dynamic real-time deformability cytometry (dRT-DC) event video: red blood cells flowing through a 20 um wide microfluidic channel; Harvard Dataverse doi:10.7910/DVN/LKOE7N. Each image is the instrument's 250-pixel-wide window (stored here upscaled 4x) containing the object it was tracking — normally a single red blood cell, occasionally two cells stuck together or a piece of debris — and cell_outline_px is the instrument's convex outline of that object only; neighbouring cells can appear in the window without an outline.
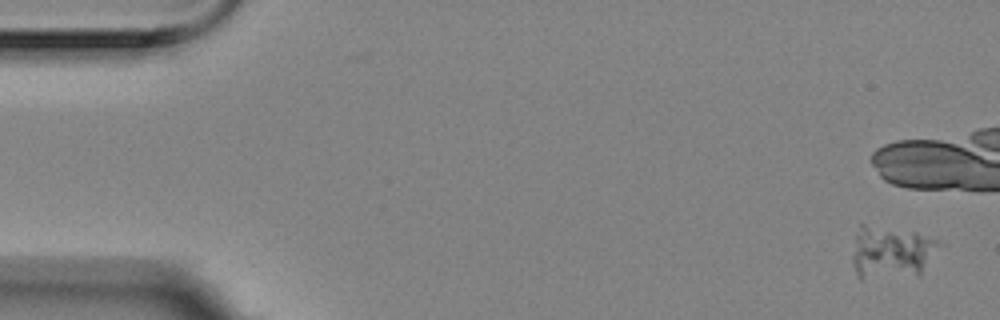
{"species": "Egyptian fruit bat (a non-hibernating species)", "species_latin": "Rousettus aegyptiacus", "temperature_condition": "room temperature", "stored_images_in_passage": 4, "camera_frame_rate_fps": 3000, "um_per_image_px": 0.085, "animal": {"sex": "female"}, "frame": {"image": 1, "passage_image": 1, "time_ms": 0.0, "image_size_px": [1000, 320], "cell_outline_px": [[944, 244], [920, 276], [860, 280], [856, 272], [852, 260], [852, 256], [856, 236], [860, 224], [864, 224], [912, 232], [940, 240]], "centroid_in_image_um": [75.82, 21.49], "position_along_channel_um": 9.2, "area_um2": 27.22}}